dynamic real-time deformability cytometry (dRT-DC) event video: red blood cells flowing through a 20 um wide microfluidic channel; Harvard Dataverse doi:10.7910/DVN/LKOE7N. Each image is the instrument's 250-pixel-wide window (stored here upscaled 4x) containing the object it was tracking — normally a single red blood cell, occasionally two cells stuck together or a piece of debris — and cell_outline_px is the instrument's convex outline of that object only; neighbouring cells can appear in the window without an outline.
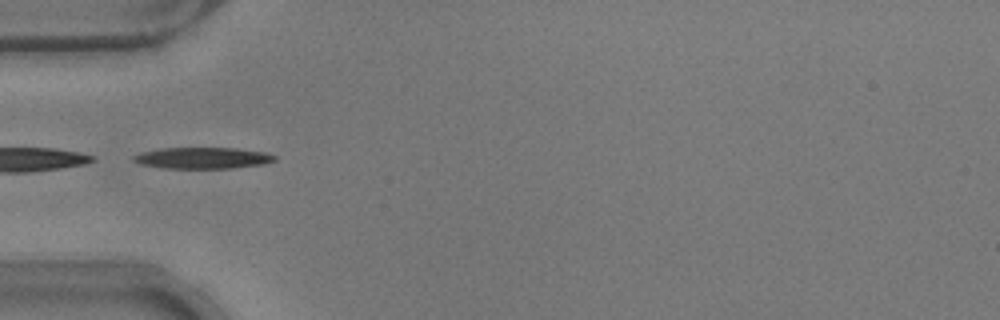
{"species": "common noctule bat (a hibernating species)", "species_latin": "Nyctalus noctula", "temperature_condition": "warm", "stored_images_in_passage": 37, "camera_frame_rate_fps": 3000, "um_per_image_px": 0.085, "animal": {"sex": "male", "body_mass_g": 17.9}, "frame": {"image": 1, "passage_image": 1, "time_ms": 0.0, "image_size_px": [1000, 320], "cell_outline_px": [[276, 160], [264, 164], [232, 168], [164, 168], [140, 164], [132, 160], [132, 156], [144, 152], [160, 148], [236, 148], [268, 152], [276, 156]], "centroid_in_image_um": [17.27, 13.43], "position_along_channel_um": 67.7, "area_um2": 17.57}}
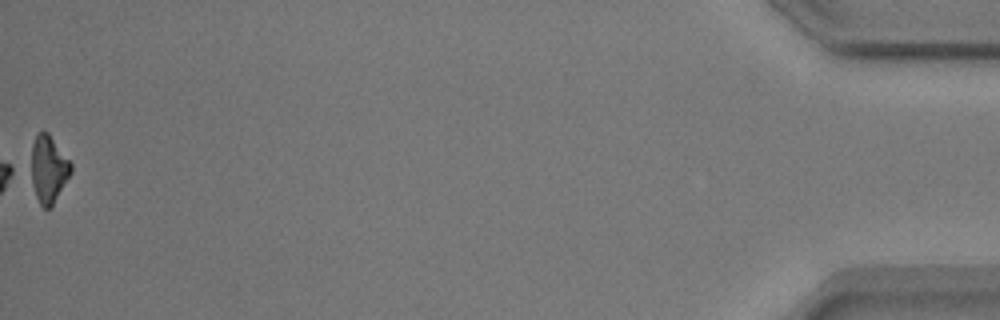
{"frame": {"image": 2, "passage_image": 37, "time_ms": 12.0, "image_size_px": [1000, 320], "cell_outline_px": [[72, 172], [52, 204], [48, 208], [44, 208], [40, 204], [24, 172], [24, 168], [32, 144], [36, 136], [40, 132], [48, 132], [72, 164]], "centroid_in_image_um": [3.99, 14.36], "position_along_channel_um": 431.2, "area_um2": 16.59}, "authors_computed_cell_mechanics": {"area_um2": 17.2244, "velocity_mm_per_s": 3.8238, "shape_relaxation_time_tau1_ms": 5.9495, "shape_relaxation_time_tau2_ms": null, "deformation_change_tau1": 0.2185, "deformation_change_tau2": null}}